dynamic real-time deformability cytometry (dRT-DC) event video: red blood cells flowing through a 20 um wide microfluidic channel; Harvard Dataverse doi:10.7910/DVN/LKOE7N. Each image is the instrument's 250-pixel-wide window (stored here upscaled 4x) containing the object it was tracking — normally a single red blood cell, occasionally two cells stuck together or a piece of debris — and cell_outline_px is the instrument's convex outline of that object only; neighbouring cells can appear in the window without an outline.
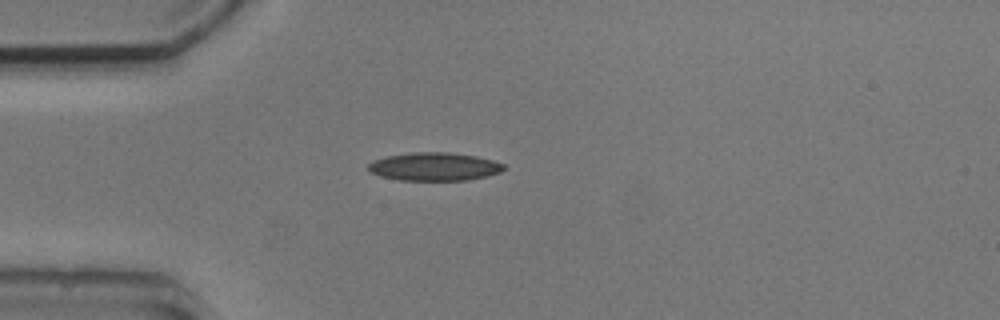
{"species": "common noctule bat (a hibernating species)", "species_latin": "Nyctalus noctula", "temperature_condition": "cold", "stored_images_in_passage": 1, "camera_frame_rate_fps": 3000, "um_per_image_px": 0.085, "animal": {"sex": "male", "body_mass_g": 20.5, "forearm_length_mm": 52.5}, "frame": {"image": 1, "passage_image": 1, "time_ms": 0.0, "image_size_px": [1000, 320], "cell_outline_px": [[504, 168], [500, 172], [468, 180], [400, 180], [380, 176], [372, 172], [368, 168], [368, 164], [372, 160], [388, 156], [412, 152], [448, 152], [476, 156], [492, 160], [504, 164]], "centroid_in_image_um": [36.9, 14.16], "position_along_channel_um": 48.1, "area_um2": 22.08}}